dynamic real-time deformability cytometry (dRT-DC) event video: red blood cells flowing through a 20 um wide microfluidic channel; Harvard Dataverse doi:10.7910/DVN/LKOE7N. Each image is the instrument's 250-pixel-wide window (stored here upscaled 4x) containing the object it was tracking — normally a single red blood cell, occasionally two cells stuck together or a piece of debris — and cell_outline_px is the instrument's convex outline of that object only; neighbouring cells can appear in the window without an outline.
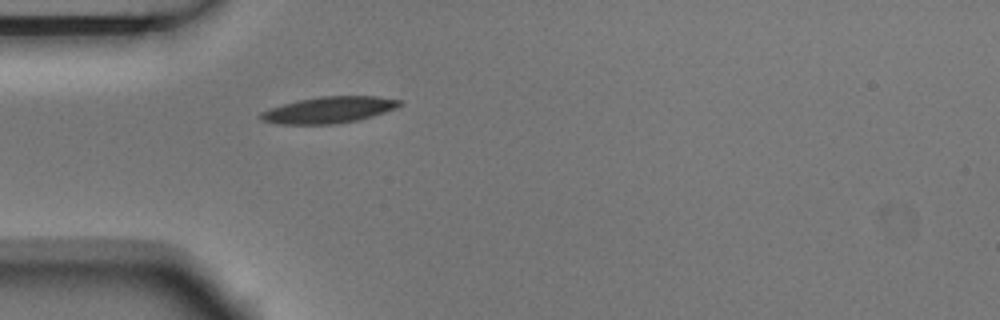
{"species": "Egyptian fruit bat (a non-hibernating species)", "species_latin": "Rousettus aegyptiacus", "temperature_condition": "room temperature", "stored_images_in_passage": 1, "camera_frame_rate_fps": 3000, "um_per_image_px": 0.085, "animal": {"sex": "male"}, "frame": {"image": 1, "passage_image": 1, "time_ms": 0.0, "image_size_px": [1000, 320], "cell_outline_px": [[404, 104], [396, 108], [372, 116], [356, 120], [336, 124], [276, 124], [260, 120], [260, 112], [284, 104], [300, 100], [320, 96], [376, 96], [400, 100]], "centroid_in_image_um": [27.96, 9.34], "position_along_channel_um": 57.0, "area_um2": 21.21}}